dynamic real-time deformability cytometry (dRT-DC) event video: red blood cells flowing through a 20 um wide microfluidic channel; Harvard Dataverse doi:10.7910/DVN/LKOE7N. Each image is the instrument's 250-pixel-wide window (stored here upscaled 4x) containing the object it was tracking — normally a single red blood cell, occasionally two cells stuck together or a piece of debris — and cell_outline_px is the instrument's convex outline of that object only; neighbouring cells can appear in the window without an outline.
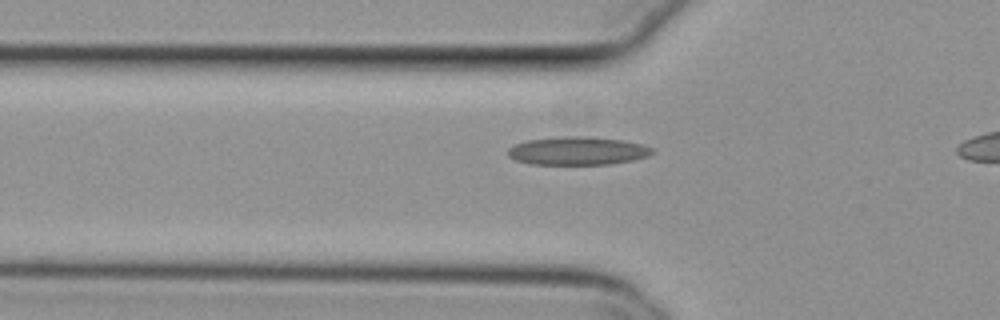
{"species": "common noctule bat (a hibernating species)", "species_latin": "Nyctalus noctula", "temperature_condition": "cold", "stored_images_in_passage": 32, "camera_frame_rate_fps": 3000, "um_per_image_px": 0.085, "animal": {"sex": "female", "body_mass_g": 29.2, "forearm_length_mm": 56.3}, "frame": {"image": 1, "passage_image": 3, "time_ms": 0.667, "image_size_px": [1000, 320], "cell_outline_px": [[656, 152], [648, 156], [632, 160], [608, 164], [528, 164], [516, 160], [508, 156], [508, 148], [516, 144], [528, 140], [564, 136], [580, 136], [624, 140], [640, 144], [652, 148]], "centroid_in_image_um": [49.09, 12.82], "position_along_channel_um": 76.7, "area_um2": 23.58}}
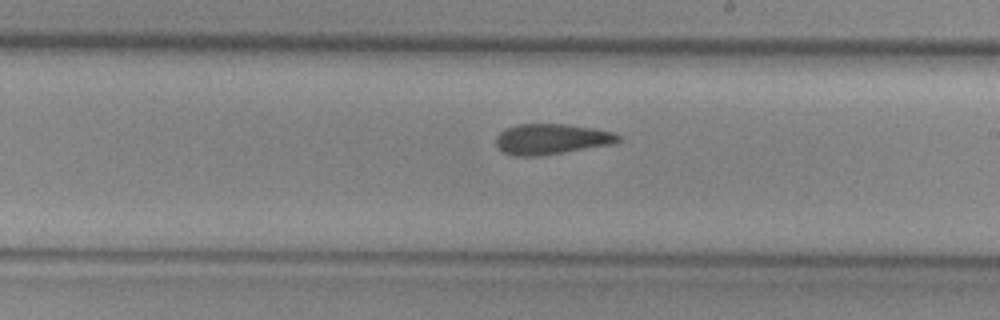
{"frame": {"image": 2, "passage_image": 16, "time_ms": 5.0, "image_size_px": [1000, 320], "cell_outline_px": [[620, 140], [612, 144], [540, 156], [512, 156], [504, 152], [496, 144], [496, 136], [500, 132], [516, 124], [568, 124], [616, 132], [620, 136]], "centroid_in_image_um": [46.88, 11.82], "position_along_channel_um": 242.1, "area_um2": 21.73}}
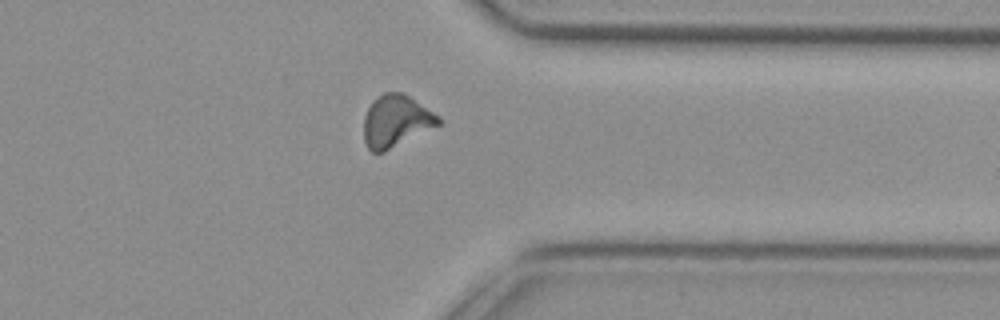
{"frame": {"image": 3, "passage_image": 27, "time_ms": 8.667, "image_size_px": [1000, 320], "cell_outline_px": [[444, 120], [440, 124], [384, 152], [372, 152], [368, 148], [364, 140], [364, 116], [372, 100], [384, 92], [404, 92], [440, 116]], "centroid_in_image_um": [33.67, 10.27], "position_along_channel_um": 377.7, "area_um2": 22.72}, "authors_computed_cell_mechanics": {"area_um2": 22.0507, "velocity_mm_per_s": 3.8072, "shape_relaxation_time_tau1_ms": null, "shape_relaxation_time_tau2_ms": 3.7801, "deformation_change_tau1": null, "deformation_change_tau2": 0.1218}}